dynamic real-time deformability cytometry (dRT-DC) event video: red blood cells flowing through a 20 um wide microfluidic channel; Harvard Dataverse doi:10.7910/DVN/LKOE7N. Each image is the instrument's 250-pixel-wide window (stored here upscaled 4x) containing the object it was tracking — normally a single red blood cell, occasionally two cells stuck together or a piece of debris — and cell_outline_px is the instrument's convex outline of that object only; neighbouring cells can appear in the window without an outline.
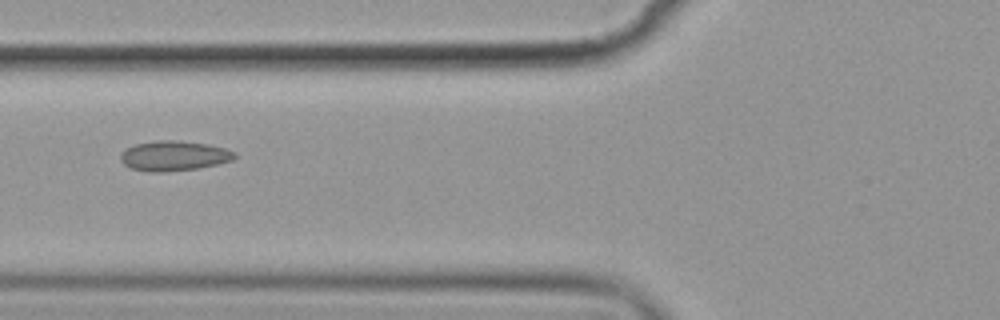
{"species": "common noctule bat (a hibernating species)", "species_latin": "Nyctalus noctula", "temperature_condition": "cold", "stored_images_in_passage": 11, "camera_frame_rate_fps": 3000, "um_per_image_px": 0.085, "animal": {"sex": "female", "body_mass_g": 19.9}, "frame": {"image": 1, "passage_image": 2, "time_ms": 2.0, "image_size_px": [1000, 320], "cell_outline_px": [[236, 156], [232, 160], [216, 164], [196, 168], [164, 172], [152, 172], [132, 168], [124, 164], [120, 160], [120, 152], [136, 144], [156, 140], [180, 140], [208, 144], [224, 148], [236, 152]], "centroid_in_image_um": [14.77, 13.23], "position_along_channel_um": 111.0, "area_um2": 19.83}}
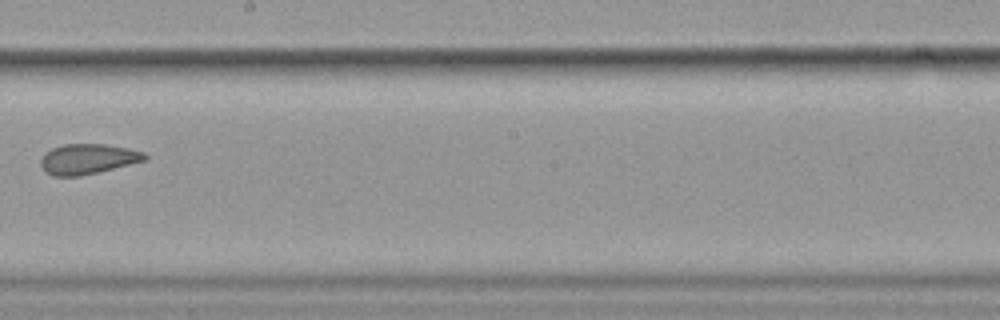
{"frame": {"image": 2, "passage_image": 5, "time_ms": 5.667, "image_size_px": [1000, 320], "cell_outline_px": [[148, 160], [80, 176], [52, 176], [40, 164], [40, 160], [44, 152], [52, 148], [64, 144], [104, 144], [128, 148], [144, 152], [148, 156]], "centroid_in_image_um": [7.48, 13.5], "position_along_channel_um": 240.7, "area_um2": 18.32}}
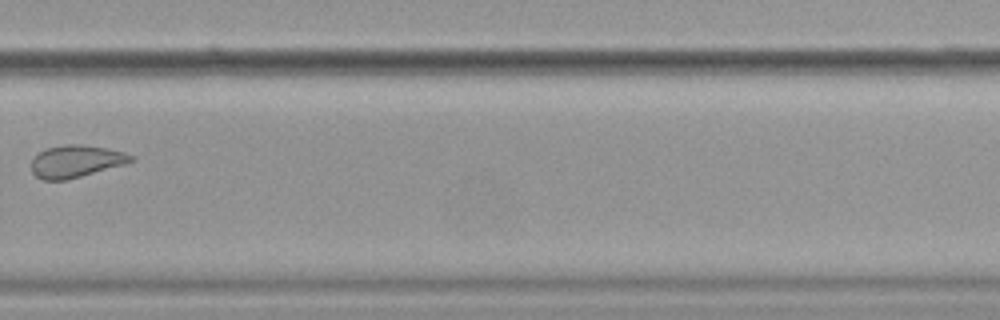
{"frame": {"image": 3, "passage_image": 7, "time_ms": 8.0, "image_size_px": [1000, 320], "cell_outline_px": [[132, 160], [124, 164], [68, 180], [44, 180], [36, 176], [32, 172], [32, 156], [44, 148], [64, 144], [80, 144], [108, 148], [124, 152], [132, 156]], "centroid_in_image_um": [6.39, 13.7], "position_along_channel_um": 323.4, "area_um2": 18.79}}